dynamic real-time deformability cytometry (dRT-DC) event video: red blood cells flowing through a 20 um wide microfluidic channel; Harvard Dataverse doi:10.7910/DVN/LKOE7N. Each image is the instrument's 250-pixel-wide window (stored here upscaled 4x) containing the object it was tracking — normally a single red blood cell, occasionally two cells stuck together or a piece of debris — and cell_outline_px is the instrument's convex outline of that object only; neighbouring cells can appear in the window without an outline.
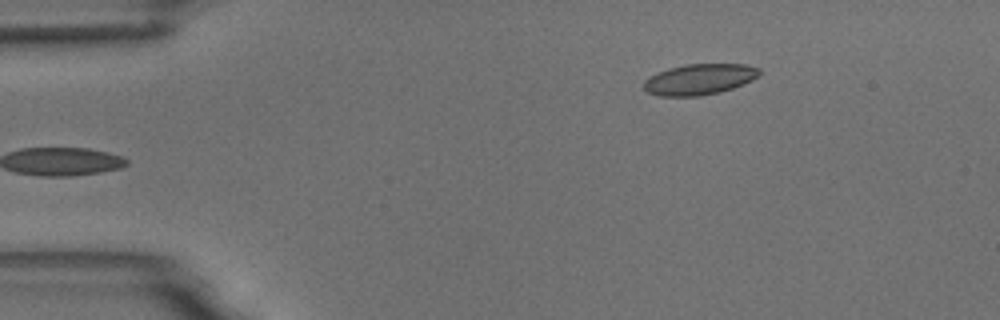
{"species": "common noctule bat (a hibernating species)", "species_latin": "Nyctalus noctula", "temperature_condition": "room temperature", "stored_images_in_passage": 5, "camera_frame_rate_fps": 3000, "um_per_image_px": 0.085, "animal": {"sex": "male", "body_mass_g": 18.8}, "frame": {"image": 1, "passage_image": 5, "time_ms": 5.667, "image_size_px": [1000, 320], "cell_outline_px": [[760, 76], [744, 84], [720, 92], [700, 96], [656, 96], [648, 92], [644, 88], [644, 80], [648, 76], [668, 68], [684, 64], [744, 64], [760, 68]], "centroid_in_image_um": [59.44, 6.74], "position_along_channel_um": 25.6, "area_um2": 20.98}}